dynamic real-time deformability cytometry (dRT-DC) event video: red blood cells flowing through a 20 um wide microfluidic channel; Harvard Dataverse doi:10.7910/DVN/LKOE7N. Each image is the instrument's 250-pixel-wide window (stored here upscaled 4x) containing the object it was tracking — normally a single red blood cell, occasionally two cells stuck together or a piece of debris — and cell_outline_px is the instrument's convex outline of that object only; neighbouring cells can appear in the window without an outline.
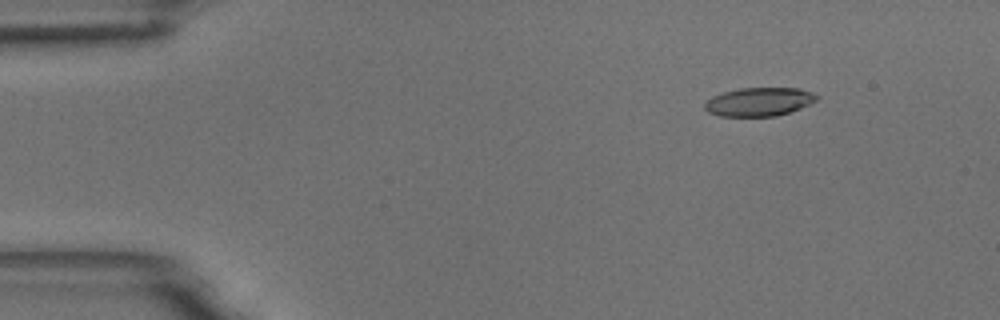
{"species": "common noctule bat (a hibernating species)", "species_latin": "Nyctalus noctula", "temperature_condition": "room temperature", "stored_images_in_passage": 4, "camera_frame_rate_fps": 3000, "um_per_image_px": 0.085, "animal": {"sex": "male", "body_mass_g": 18.8}, "frame": {"image": 1, "passage_image": 2, "time_ms": 0.333, "image_size_px": [1000, 320], "cell_outline_px": [[820, 96], [816, 100], [800, 108], [776, 116], [720, 116], [708, 112], [704, 108], [704, 104], [712, 96], [724, 92], [740, 88], [800, 88], [812, 92]], "centroid_in_image_um": [64.52, 8.65], "position_along_channel_um": 20.5, "area_um2": 18.55}}
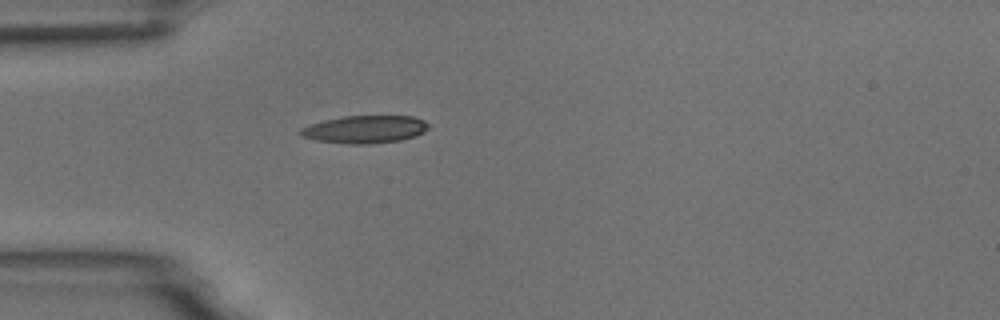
{"frame": {"image": 2, "passage_image": 4, "time_ms": 1.0, "image_size_px": [1000, 320], "cell_outline_px": [[428, 128], [424, 132], [416, 136], [400, 140], [368, 144], [352, 144], [316, 140], [300, 136], [296, 132], [300, 128], [308, 124], [324, 120], [344, 116], [412, 116], [424, 120], [428, 124]], "centroid_in_image_um": [30.97, 10.99], "position_along_channel_um": 54.0, "area_um2": 20.75}}